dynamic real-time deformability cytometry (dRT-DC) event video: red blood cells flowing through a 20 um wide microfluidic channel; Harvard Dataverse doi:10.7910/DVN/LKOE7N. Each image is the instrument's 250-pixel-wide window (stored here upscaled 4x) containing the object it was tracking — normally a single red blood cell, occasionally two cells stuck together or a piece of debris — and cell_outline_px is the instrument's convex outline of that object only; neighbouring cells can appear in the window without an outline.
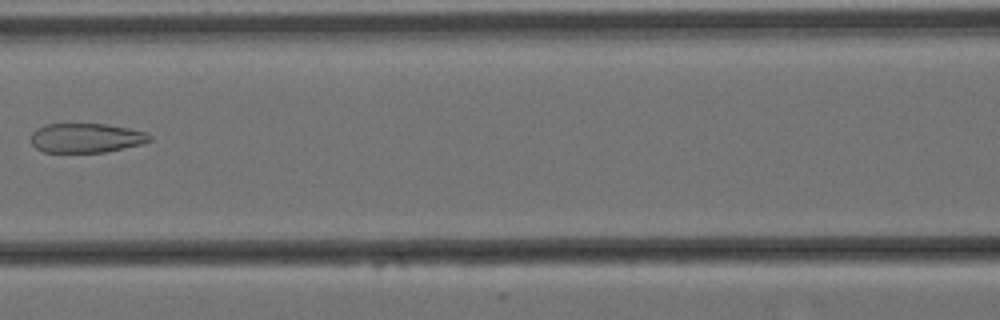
{"species": "Egyptian fruit bat (a non-hibernating species)", "species_latin": "Rousettus aegyptiacus", "temperature_condition": "cold", "stored_images_in_passage": 9, "camera_frame_rate_fps": 3000, "um_per_image_px": 0.085, "animal": {"sex": "female"}, "frame": {"image": 1, "passage_image": 7, "time_ms": 2.0, "image_size_px": [1000, 320], "cell_outline_px": [[152, 140], [144, 144], [104, 152], [44, 152], [36, 148], [32, 144], [32, 132], [36, 128], [44, 124], [104, 124], [128, 128], [148, 132], [152, 136]], "centroid_in_image_um": [7.35, 11.72], "position_along_channel_um": 159.2, "area_um2": 20.46}}
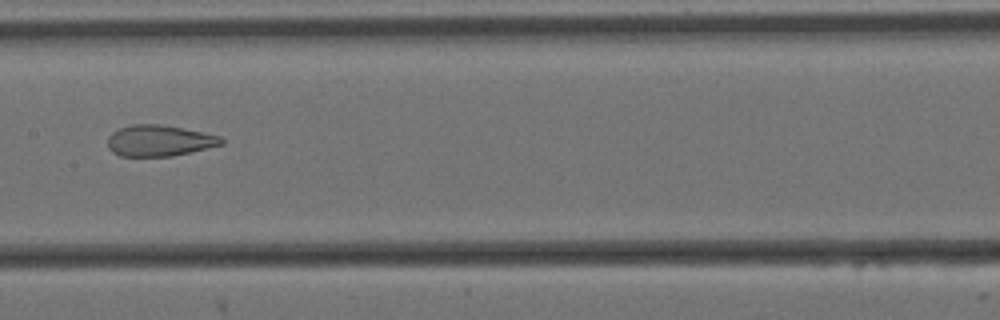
{"frame": {"image": 2, "passage_image": 8, "time_ms": 2.333, "image_size_px": [1000, 320], "cell_outline_px": [[224, 144], [208, 148], [172, 156], [120, 156], [112, 152], [108, 148], [108, 136], [112, 132], [120, 128], [132, 124], [160, 124], [220, 136], [224, 140]], "centroid_in_image_um": [13.51, 11.96], "position_along_channel_um": 193.9, "area_um2": 20.52}}
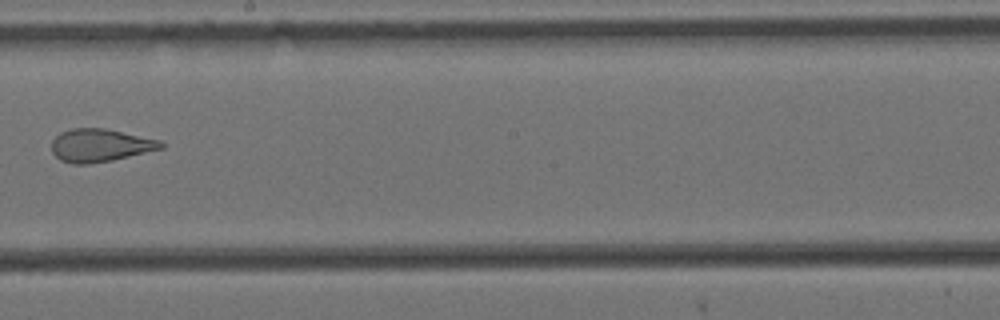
{"frame": {"image": 3, "passage_image": 9, "time_ms": 2.667, "image_size_px": [1000, 320], "cell_outline_px": [[164, 148], [112, 160], [88, 164], [72, 164], [60, 160], [52, 152], [52, 140], [60, 132], [72, 128], [104, 128], [160, 140], [164, 144]], "centroid_in_image_um": [8.49, 12.35], "position_along_channel_um": 239.7, "area_um2": 20.92}}